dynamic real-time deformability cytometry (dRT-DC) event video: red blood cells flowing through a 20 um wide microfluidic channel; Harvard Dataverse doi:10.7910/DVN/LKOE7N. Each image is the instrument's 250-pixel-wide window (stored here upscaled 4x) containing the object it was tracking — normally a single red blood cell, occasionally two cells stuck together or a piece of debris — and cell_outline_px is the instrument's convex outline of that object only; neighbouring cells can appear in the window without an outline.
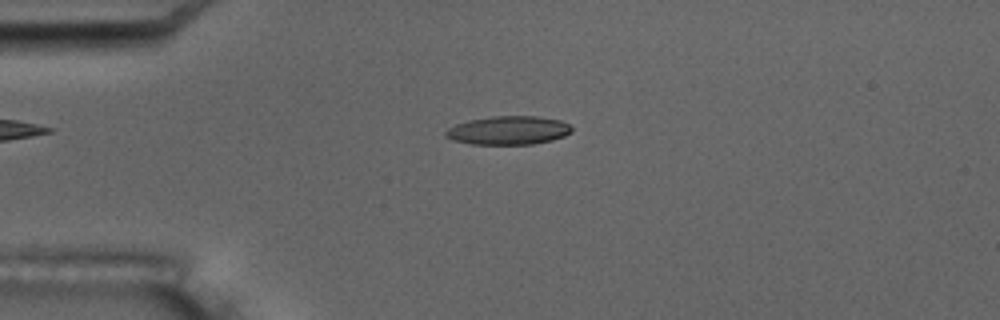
{"species": "common noctule bat (a hibernating species)", "species_latin": "Nyctalus noctula", "temperature_condition": "room temperature", "stored_images_in_passage": 2, "camera_frame_rate_fps": 3000, "um_per_image_px": 0.085, "animal": {"sex": "male", "body_mass_g": 17.5, "forearm_length_mm": 52.3}, "frame": {"image": 1, "passage_image": 1, "time_ms": 0.0, "image_size_px": [1000, 320], "cell_outline_px": [[572, 132], [564, 136], [552, 140], [532, 144], [472, 144], [452, 140], [444, 136], [444, 132], [448, 128], [456, 124], [468, 120], [492, 116], [536, 116], [560, 120], [568, 124], [572, 128]], "centroid_in_image_um": [43.19, 11.08], "position_along_channel_um": 41.8, "area_um2": 21.04}}